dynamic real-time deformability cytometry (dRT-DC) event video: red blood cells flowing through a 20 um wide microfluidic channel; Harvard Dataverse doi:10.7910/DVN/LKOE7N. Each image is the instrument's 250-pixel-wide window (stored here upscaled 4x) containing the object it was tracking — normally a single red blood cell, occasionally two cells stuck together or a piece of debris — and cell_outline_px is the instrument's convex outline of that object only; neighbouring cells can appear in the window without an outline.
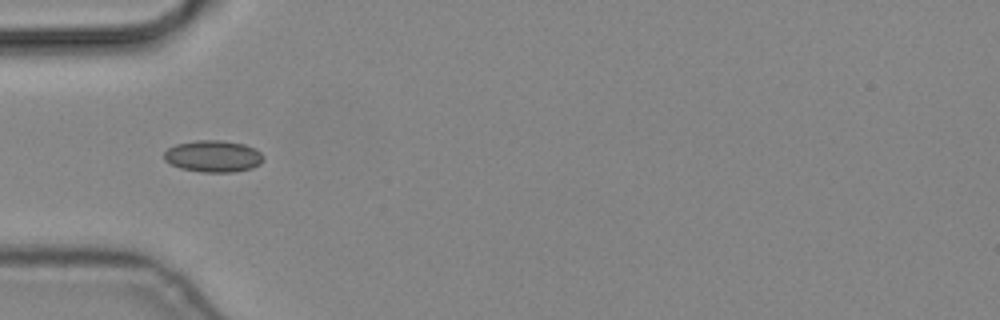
{"species": "common noctule bat (a hibernating species)", "species_latin": "Nyctalus noctula", "temperature_condition": "cold", "stored_images_in_passage": 8, "camera_frame_rate_fps": 3000, "um_per_image_px": 0.085, "animal": {"sex": "male", "body_mass_g": 19.2, "forearm_length_mm": 51.8}, "frame": {"image": 1, "passage_image": 7, "time_ms": 2.0, "image_size_px": [1000, 320], "cell_outline_px": [[264, 160], [260, 164], [252, 168], [232, 172], [200, 172], [180, 168], [164, 160], [164, 152], [168, 148], [176, 144], [196, 140], [220, 140], [244, 144], [256, 148], [264, 156]], "centroid_in_image_um": [18.14, 13.28], "position_along_channel_um": 66.9, "area_um2": 18.5}}
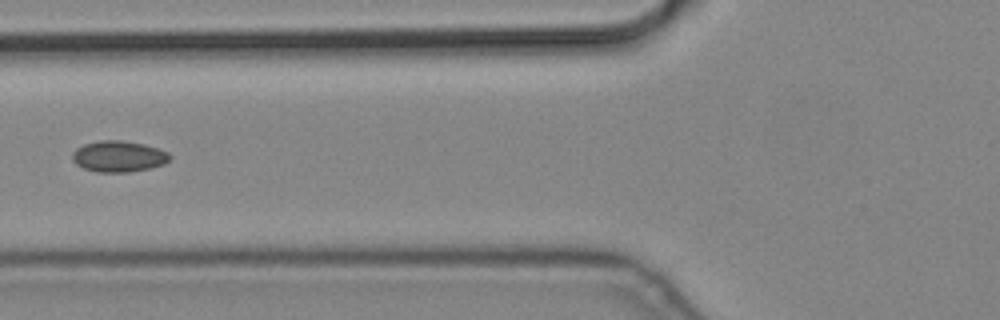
{"frame": {"image": 2, "passage_image": 8, "time_ms": 2.333, "image_size_px": [1000, 320], "cell_outline_px": [[172, 156], [164, 164], [148, 168], [128, 172], [96, 172], [84, 168], [76, 164], [72, 160], [72, 152], [76, 148], [84, 144], [100, 140], [120, 140], [144, 144], [168, 152]], "centroid_in_image_um": [10.05, 13.29], "position_along_channel_um": 115.7, "area_um2": 17.63}}